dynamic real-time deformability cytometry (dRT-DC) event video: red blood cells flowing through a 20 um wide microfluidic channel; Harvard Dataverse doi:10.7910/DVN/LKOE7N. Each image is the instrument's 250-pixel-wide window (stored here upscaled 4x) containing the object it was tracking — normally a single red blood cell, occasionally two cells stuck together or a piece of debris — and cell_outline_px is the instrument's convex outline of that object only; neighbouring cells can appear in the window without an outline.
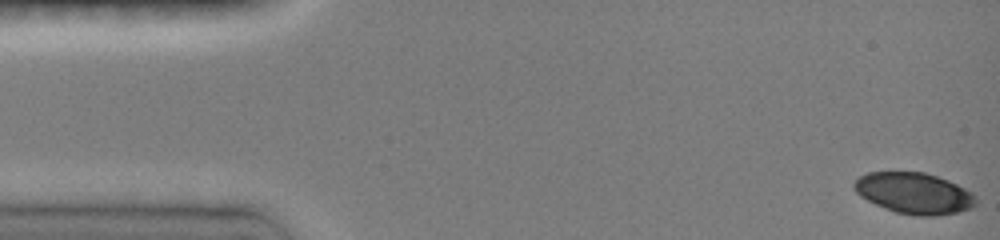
{"species": "common noctule bat (a hibernating species)", "species_latin": "Nyctalus noctula", "temperature_condition": "room temperature", "stored_images_in_passage": 47, "camera_frame_rate_fps": 3000, "um_per_image_px": 0.085, "animal": {"sex": "female", "body_mass_g": 19.0, "forearm_length_mm": 51.5}, "frame": {"image": 1, "passage_image": 1, "time_ms": 0.0, "image_size_px": [1000, 240], "cell_outline_px": [[976, 204], [972, 208], [956, 212], [936, 216], [916, 216], [896, 212], [876, 204], [860, 196], [856, 192], [852, 184], [860, 176], [868, 172], [924, 172], [948, 180], [972, 192], [976, 196]], "centroid_in_image_um": [77.71, 16.42], "position_along_channel_um": 7.3, "area_um2": 29.07}}